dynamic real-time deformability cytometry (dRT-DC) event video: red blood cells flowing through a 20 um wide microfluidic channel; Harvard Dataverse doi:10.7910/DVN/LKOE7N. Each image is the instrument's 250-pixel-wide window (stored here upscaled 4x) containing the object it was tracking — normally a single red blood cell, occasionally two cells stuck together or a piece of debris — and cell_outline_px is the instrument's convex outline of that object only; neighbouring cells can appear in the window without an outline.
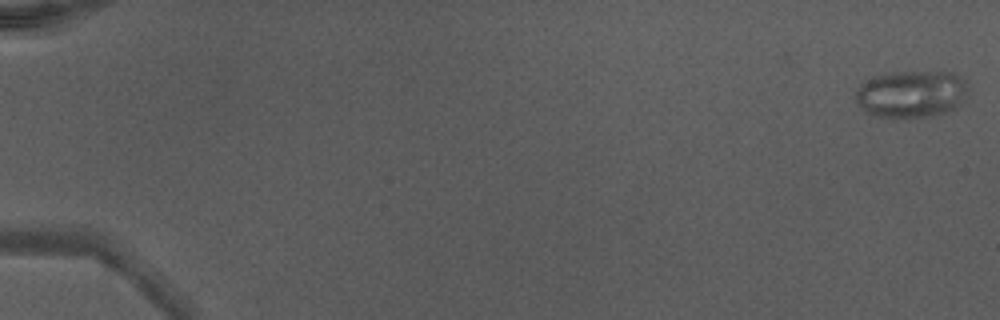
{"species": "Egyptian fruit bat (a non-hibernating species)", "species_latin": "Rousettus aegyptiacus", "temperature_condition": "warm", "stored_images_in_passage": 49, "camera_frame_rate_fps": 3000, "um_per_image_px": 0.085, "animal": {"sex": "male"}, "frame": {"image": 1, "passage_image": 1, "time_ms": 0.0, "image_size_px": [1000, 320], "cell_outline_px": [[968, 84], [964, 96], [960, 104], [956, 108], [944, 112], [928, 116], [892, 120], [876, 116], [868, 112], [856, 100], [856, 88], [860, 84], [872, 76], [888, 72], [952, 72], [960, 76]], "centroid_in_image_um": [77.43, 8.0], "position_along_channel_um": 7.6, "area_um2": 31.21}}
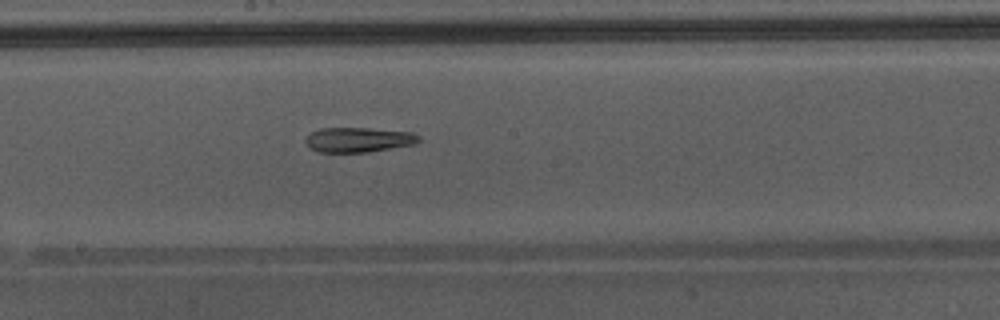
{"frame": {"image": 2, "passage_image": 29, "time_ms": 9.333, "image_size_px": [1000, 320], "cell_outline_px": [[420, 140], [416, 144], [368, 152], [320, 152], [312, 148], [304, 140], [312, 132], [320, 128], [368, 128], [412, 132], [420, 136]], "centroid_in_image_um": [30.52, 11.87], "position_along_channel_um": 217.7, "area_um2": 16.3}}
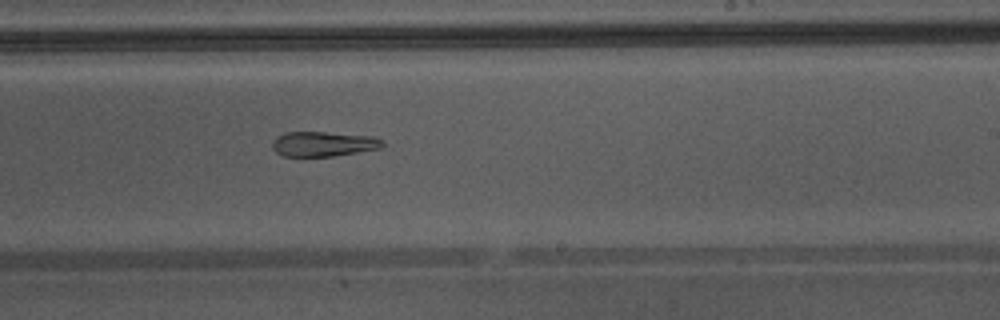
{"frame": {"image": 3, "passage_image": 32, "time_ms": 10.333, "image_size_px": [1000, 320], "cell_outline_px": [[384, 144], [380, 148], [332, 156], [284, 156], [276, 152], [272, 148], [272, 140], [276, 136], [284, 132], [324, 132], [372, 136], [384, 140]], "centroid_in_image_um": [27.45, 12.22], "position_along_channel_um": 261.6, "area_um2": 15.95}}